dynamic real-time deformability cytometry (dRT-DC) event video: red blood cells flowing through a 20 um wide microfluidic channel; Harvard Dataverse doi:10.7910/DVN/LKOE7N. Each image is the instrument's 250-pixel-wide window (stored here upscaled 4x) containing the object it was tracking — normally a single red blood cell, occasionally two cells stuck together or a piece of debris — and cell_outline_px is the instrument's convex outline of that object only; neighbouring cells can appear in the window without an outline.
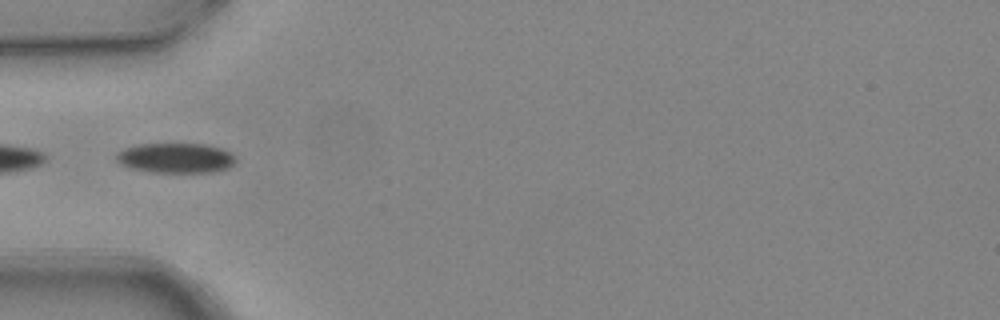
{"species": "common noctule bat (a hibernating species)", "species_latin": "Nyctalus noctula", "temperature_condition": "warm", "stored_images_in_passage": 1, "camera_frame_rate_fps": 3000, "um_per_image_px": 0.085, "animal": {"sex": "female", "body_mass_g": 24.6, "forearm_length_mm": 56.2}, "frame": {"image": 1, "passage_image": 1, "time_ms": 0.0, "image_size_px": [1000, 320], "cell_outline_px": [[236, 160], [228, 168], [212, 172], [152, 172], [128, 168], [120, 164], [116, 160], [116, 152], [124, 148], [140, 144], [204, 144], [220, 148], [232, 152]], "centroid_in_image_um": [14.91, 13.43], "position_along_channel_um": 70.1, "area_um2": 20.92}}